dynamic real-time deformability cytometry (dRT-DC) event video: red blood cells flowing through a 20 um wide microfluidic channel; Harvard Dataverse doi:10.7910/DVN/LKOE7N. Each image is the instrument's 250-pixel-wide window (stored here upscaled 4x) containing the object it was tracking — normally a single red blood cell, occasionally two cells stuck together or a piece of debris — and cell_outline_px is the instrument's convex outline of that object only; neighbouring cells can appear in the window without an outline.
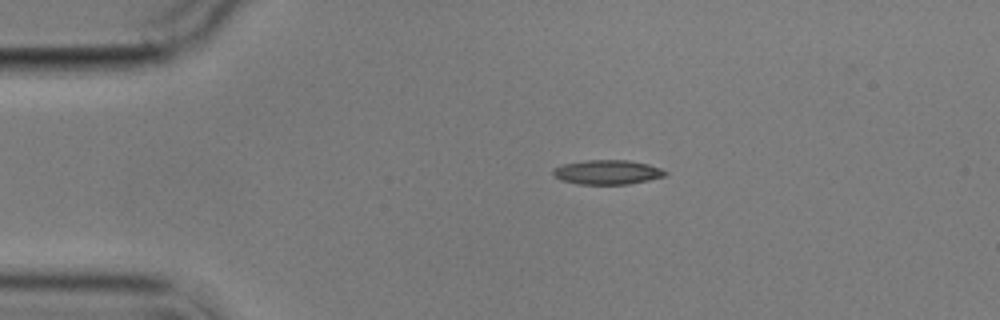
{"species": "common noctule bat (a hibernating species)", "species_latin": "Nyctalus noctula", "temperature_condition": "cold", "stored_images_in_passage": 3, "camera_frame_rate_fps": 3000, "um_per_image_px": 0.085, "animal": {"sex": "male", "body_mass_g": 17.9}, "frame": {"image": 1, "passage_image": 1, "time_ms": 0.0, "image_size_px": [1000, 320], "cell_outline_px": [[668, 172], [664, 176], [648, 180], [628, 184], [576, 184], [560, 180], [552, 176], [552, 168], [564, 164], [588, 160], [628, 160], [648, 164], [660, 168]], "centroid_in_image_um": [51.58, 14.64], "position_along_channel_um": 33.4, "area_um2": 16.01}}